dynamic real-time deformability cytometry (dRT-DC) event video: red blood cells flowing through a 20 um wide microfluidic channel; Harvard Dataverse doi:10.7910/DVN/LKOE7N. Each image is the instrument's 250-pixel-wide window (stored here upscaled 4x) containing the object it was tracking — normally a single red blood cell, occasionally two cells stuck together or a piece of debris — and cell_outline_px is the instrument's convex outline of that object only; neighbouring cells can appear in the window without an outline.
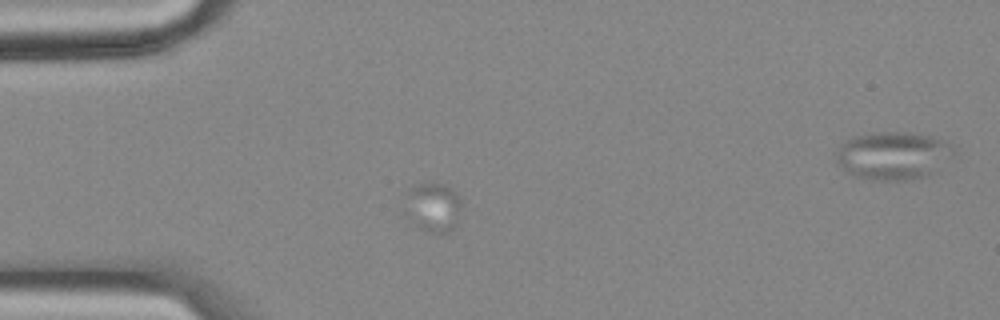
{"species": "common noctule bat (a hibernating species)", "species_latin": "Nyctalus noctula", "temperature_condition": "cold", "stored_images_in_passage": 52, "segment_of_instrument_passage": [1, 2], "camera_frame_rate_fps": 3000, "um_per_image_px": 0.085, "animal": {"sex": "female", "body_mass_g": 18.4}, "frame": {"image": 1, "passage_image": 8, "time_ms": 2.333, "image_size_px": [1000, 320], "cell_outline_px": [[460, 204], [456, 224], [448, 232], [432, 232], [420, 228], [400, 212], [404, 192], [408, 188], [420, 184], [448, 184], [460, 196]], "centroid_in_image_um": [36.69, 17.58], "position_along_channel_um": 48.3, "area_um2": 16.76}}
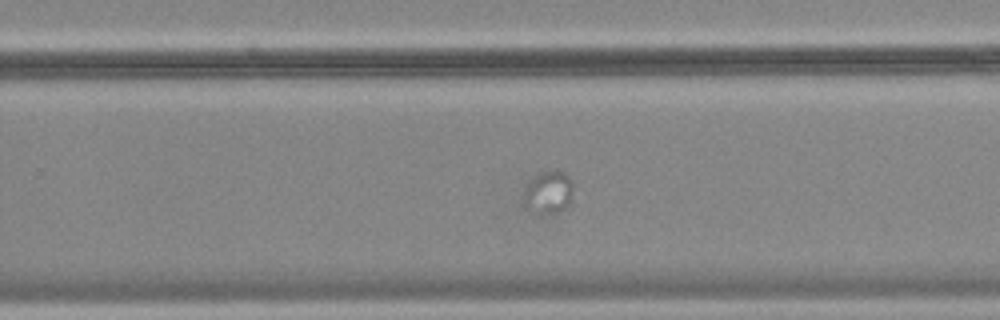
{"frame": {"image": 2, "passage_image": 30, "time_ms": 9.667, "image_size_px": [1000, 320], "cell_outline_px": [[572, 200], [564, 208], [556, 212], [540, 216], [524, 208], [524, 192], [528, 184], [540, 172], [552, 168], [556, 168], [564, 172], [572, 180]], "centroid_in_image_um": [46.61, 16.35], "position_along_channel_um": 283.2, "area_um2": 12.72}}
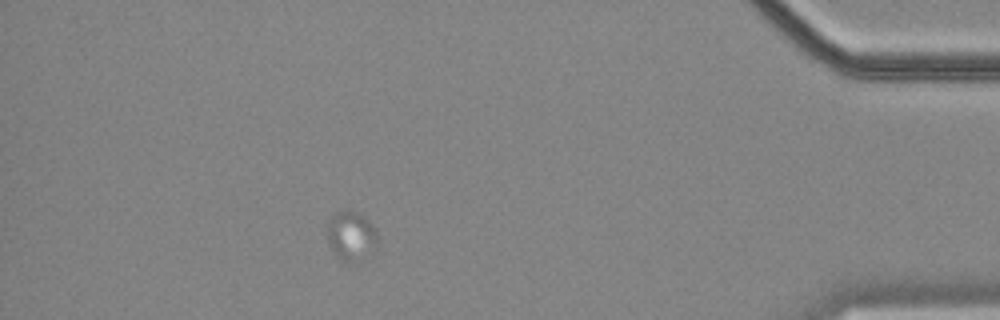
{"frame": {"image": 3, "passage_image": 45, "time_ms": 14.667, "image_size_px": [1000, 320], "cell_outline_px": [[380, 240], [376, 244], [352, 260], [344, 260], [328, 244], [324, 236], [328, 220], [336, 212], [348, 208], [356, 212], [368, 220], [376, 228]], "centroid_in_image_um": [29.78, 19.9], "position_along_channel_um": 405.4, "area_um2": 13.93}}